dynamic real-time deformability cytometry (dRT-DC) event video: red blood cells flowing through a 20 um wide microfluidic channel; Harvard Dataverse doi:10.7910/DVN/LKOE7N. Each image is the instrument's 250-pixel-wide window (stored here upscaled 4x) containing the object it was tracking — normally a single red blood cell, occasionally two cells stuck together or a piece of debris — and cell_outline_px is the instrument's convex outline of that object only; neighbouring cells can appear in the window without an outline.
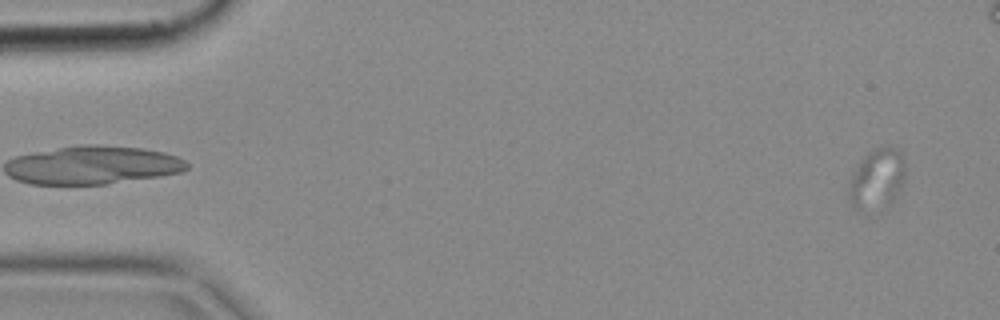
{"species": "common noctule bat (a hibernating species)", "species_latin": "Nyctalus noctula", "temperature_condition": "cold", "stored_images_in_passage": 4, "camera_frame_rate_fps": 3000, "um_per_image_px": 0.085, "animal": {"sex": "female", "body_mass_g": 18.4}, "frame": {"image": 1, "passage_image": 4, "time_ms": 1.0, "image_size_px": [1000, 320], "cell_outline_px": [[904, 176], [896, 196], [888, 204], [868, 216], [864, 216], [852, 204], [848, 196], [848, 184], [852, 172], [864, 156], [872, 148], [884, 144], [892, 144], [900, 152], [904, 160]], "centroid_in_image_um": [74.5, 15.23], "position_along_channel_um": 10.5, "area_um2": 20.69}}